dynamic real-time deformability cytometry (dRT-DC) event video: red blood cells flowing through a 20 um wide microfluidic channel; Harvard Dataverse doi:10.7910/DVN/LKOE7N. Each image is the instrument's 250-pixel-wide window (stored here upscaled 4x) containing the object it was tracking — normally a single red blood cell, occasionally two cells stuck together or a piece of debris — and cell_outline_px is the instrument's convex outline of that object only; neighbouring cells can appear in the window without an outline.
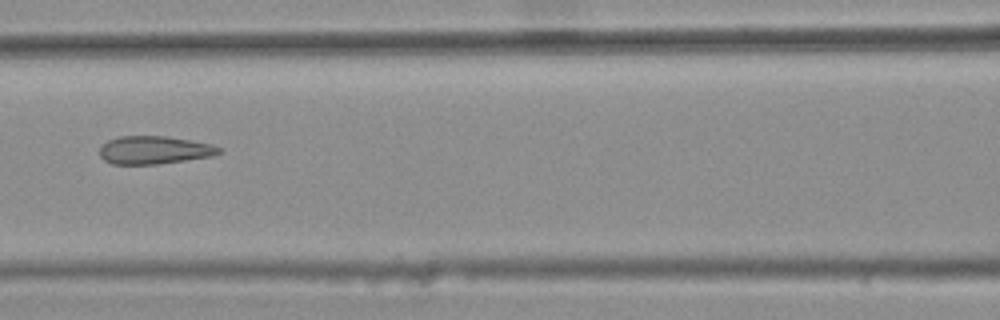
{"species": "common noctule bat (a hibernating species)", "species_latin": "Nyctalus noctula", "temperature_condition": "warm", "stored_images_in_passage": 6, "camera_frame_rate_fps": 3000, "um_per_image_px": 0.085, "animal": {"sex": "female", "body_mass_g": 25.1}, "frame": {"image": 1, "passage_image": 6, "time_ms": 1.667, "image_size_px": [1000, 320], "cell_outline_px": [[224, 148], [220, 152], [212, 156], [156, 164], [112, 164], [104, 160], [100, 156], [100, 148], [108, 140], [120, 136], [164, 136], [212, 144]], "centroid_in_image_um": [13.11, 12.75], "position_along_channel_um": 153.5, "area_um2": 19.31}}